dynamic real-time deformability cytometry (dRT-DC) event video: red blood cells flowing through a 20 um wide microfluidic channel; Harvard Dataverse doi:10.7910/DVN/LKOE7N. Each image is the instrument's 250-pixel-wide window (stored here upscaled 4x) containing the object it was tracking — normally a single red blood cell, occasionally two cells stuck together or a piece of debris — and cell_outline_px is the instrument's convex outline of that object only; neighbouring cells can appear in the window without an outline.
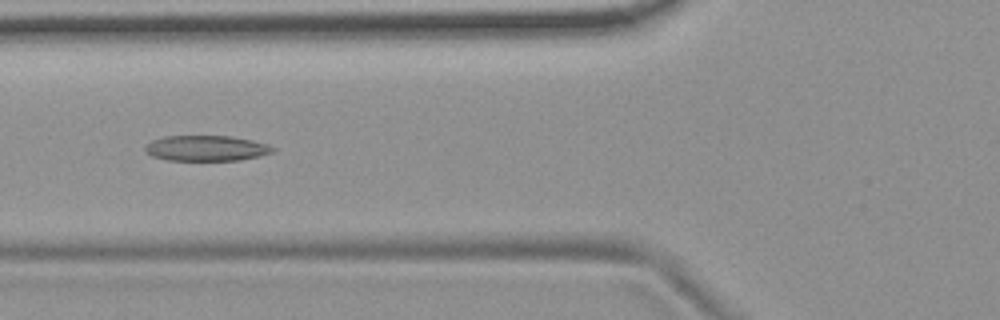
{"species": "common noctule bat (a hibernating species)", "species_latin": "Nyctalus noctula", "temperature_condition": "room temperature", "stored_images_in_passage": 10, "camera_frame_rate_fps": 3000, "um_per_image_px": 0.085, "animal": {"sex": "female", "body_mass_g": 19.9}, "frame": {"image": 1, "passage_image": 6, "time_ms": 6.0, "image_size_px": [1000, 320], "cell_outline_px": [[276, 148], [272, 152], [260, 156], [240, 160], [168, 160], [152, 156], [144, 152], [144, 144], [152, 140], [164, 136], [232, 136], [252, 140], [268, 144]], "centroid_in_image_um": [17.51, 12.59], "position_along_channel_um": 108.3, "area_um2": 19.13}}
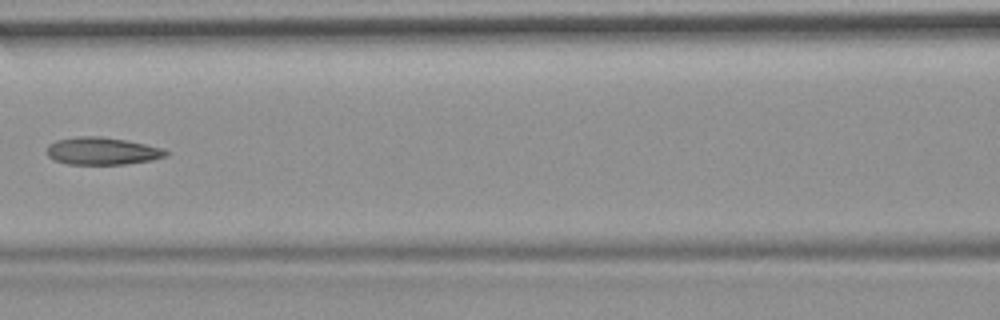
{"frame": {"image": 2, "passage_image": 7, "time_ms": 7.333, "image_size_px": [1000, 320], "cell_outline_px": [[168, 156], [152, 160], [128, 164], [68, 164], [56, 160], [48, 156], [48, 144], [56, 140], [80, 136], [100, 136], [128, 140], [164, 148], [168, 152]], "centroid_in_image_um": [8.74, 12.83], "position_along_channel_um": 157.9, "area_um2": 19.13}}